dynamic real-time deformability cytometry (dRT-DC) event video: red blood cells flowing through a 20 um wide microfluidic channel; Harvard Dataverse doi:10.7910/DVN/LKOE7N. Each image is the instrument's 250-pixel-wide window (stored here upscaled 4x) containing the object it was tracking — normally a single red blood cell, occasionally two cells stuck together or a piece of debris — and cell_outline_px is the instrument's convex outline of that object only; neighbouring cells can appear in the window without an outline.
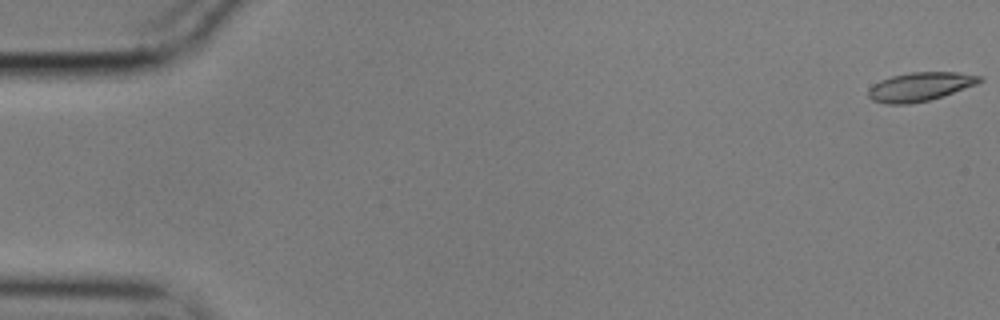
{"species": "common noctule bat (a hibernating species)", "species_latin": "Nyctalus noctula", "temperature_condition": "cold", "stored_images_in_passage": 10, "camera_frame_rate_fps": 3000, "um_per_image_px": 0.085, "animal": {"sex": "male", "body_mass_g": 17.9}, "frame": {"image": 1, "passage_image": 1, "time_ms": 0.0, "image_size_px": [1000, 320], "cell_outline_px": [[984, 80], [976, 84], [928, 100], [908, 104], [884, 104], [872, 100], [868, 96], [868, 88], [880, 80], [892, 76], [908, 72], [956, 72], [984, 76]], "centroid_in_image_um": [78.18, 7.36], "position_along_channel_um": 6.8, "area_um2": 18.55}}